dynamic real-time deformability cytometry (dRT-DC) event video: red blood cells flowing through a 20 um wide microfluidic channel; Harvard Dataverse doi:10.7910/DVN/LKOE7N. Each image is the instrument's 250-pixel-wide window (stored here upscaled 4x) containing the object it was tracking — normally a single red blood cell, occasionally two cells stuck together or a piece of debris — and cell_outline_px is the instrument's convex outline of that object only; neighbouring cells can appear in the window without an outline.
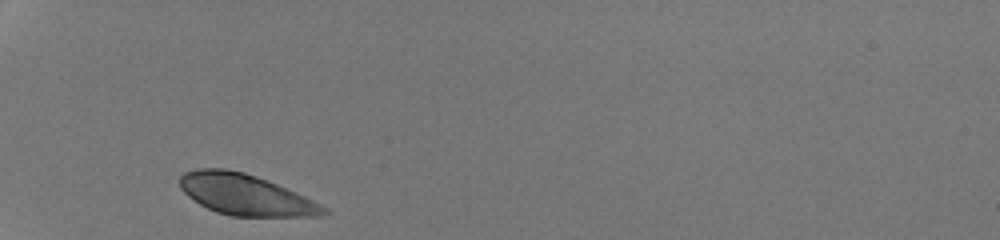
{"species": "human", "species_latin": "Homo sapiens", "temperature_condition": "room temperature", "stored_images_in_passage": 27, "camera_frame_rate_fps": 3000, "um_per_image_px": 0.085, "donor": {"sex": "male"}, "frame": {"image": 1, "passage_image": 1, "time_ms": 0.0, "image_size_px": [1000, 240], "cell_outline_px": [[332, 212], [320, 216], [232, 216], [216, 212], [200, 204], [188, 196], [180, 188], [180, 176], [184, 172], [196, 168], [228, 168], [244, 172], [256, 176], [276, 184], [304, 196], [328, 208]], "centroid_in_image_um": [20.85, 16.54], "position_along_channel_um": 64.1, "area_um2": 34.22}}
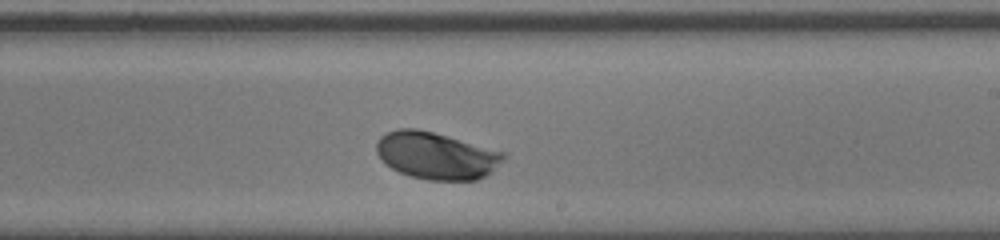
{"frame": {"image": 2, "passage_image": 16, "time_ms": 5.0, "image_size_px": [1000, 240], "cell_outline_px": [[504, 160], [492, 172], [476, 180], [428, 180], [412, 176], [400, 172], [392, 168], [380, 160], [376, 152], [376, 140], [380, 136], [396, 128], [416, 128], [432, 132], [504, 152]], "centroid_in_image_um": [37.04, 13.22], "position_along_channel_um": 252.0, "area_um2": 34.74}}
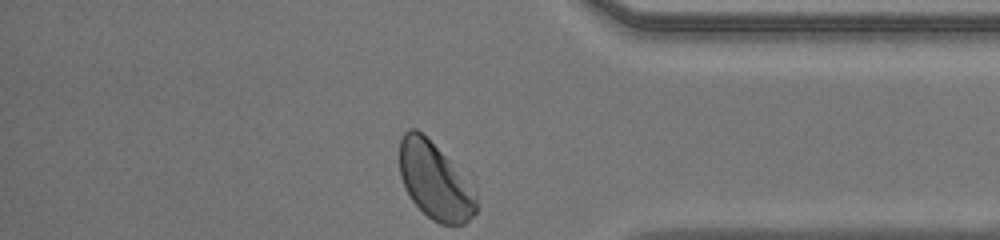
{"frame": {"image": 3, "passage_image": 27, "time_ms": 8.667, "image_size_px": [1000, 240], "cell_outline_px": [[476, 212], [464, 224], [440, 224], [432, 220], [412, 200], [404, 188], [400, 176], [400, 136], [408, 128], [416, 128], [472, 172], [476, 196]], "centroid_in_image_um": [37.06, 15.29], "position_along_channel_um": 398.1, "area_um2": 36.36}, "authors_computed_cell_mechanics": {"area_um2": 34.9112, "velocity_mm_per_s": 4.1736, "shape_relaxation_time_tau1_ms": 1.4768, "shape_relaxation_time_tau2_ms": null, "deformation_change_tau1": 0.118, "deformation_change_tau2": null}}